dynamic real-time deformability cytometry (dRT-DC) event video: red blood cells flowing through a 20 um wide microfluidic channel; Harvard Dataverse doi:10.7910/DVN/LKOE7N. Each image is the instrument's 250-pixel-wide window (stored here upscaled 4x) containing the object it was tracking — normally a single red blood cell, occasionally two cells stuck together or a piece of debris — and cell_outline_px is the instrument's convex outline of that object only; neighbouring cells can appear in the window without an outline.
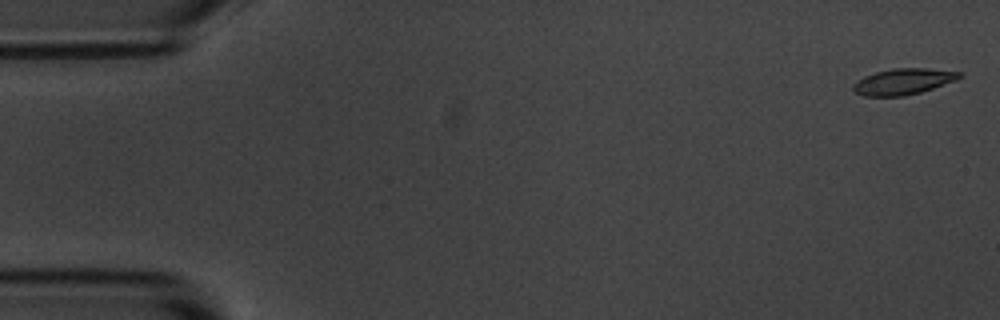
{"species": "common noctule bat (a hibernating species)", "species_latin": "Nyctalus noctula", "temperature_condition": "room temperature", "stored_images_in_passage": 5, "camera_frame_rate_fps": 3000, "um_per_image_px": 0.085, "animal": {"sex": "male", "body_mass_g": 20.1, "forearm_length_mm": 53.5}, "frame": {"image": 1, "passage_image": 1, "time_ms": 0.0, "image_size_px": [1000, 320], "cell_outline_px": [[964, 76], [956, 80], [920, 92], [904, 96], [864, 96], [856, 92], [852, 88], [852, 84], [864, 76], [876, 72], [892, 68], [928, 68], [964, 72]], "centroid_in_image_um": [76.8, 6.92], "position_along_channel_um": 8.2, "area_um2": 16.18}}
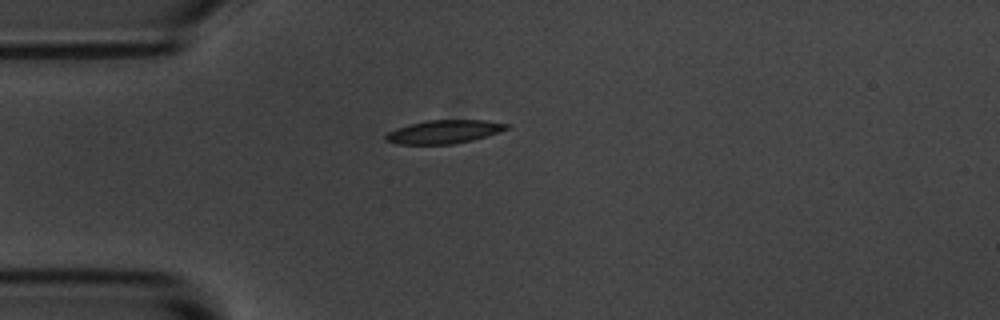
{"frame": {"image": 2, "passage_image": 5, "time_ms": 4.333, "image_size_px": [1000, 320], "cell_outline_px": [[508, 128], [472, 140], [452, 144], [400, 144], [384, 140], [384, 136], [388, 132], [396, 128], [408, 124], [428, 120], [484, 120], [508, 124]], "centroid_in_image_um": [37.66, 11.19], "position_along_channel_um": 47.3, "area_um2": 16.24}}